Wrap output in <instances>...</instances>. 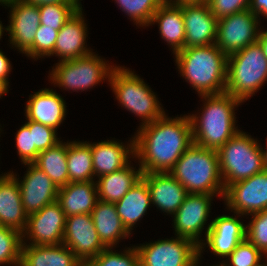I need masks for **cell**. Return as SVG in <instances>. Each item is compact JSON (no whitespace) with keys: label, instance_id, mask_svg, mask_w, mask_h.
Listing matches in <instances>:
<instances>
[{"label":"cell","instance_id":"obj_33","mask_svg":"<svg viewBox=\"0 0 267 266\" xmlns=\"http://www.w3.org/2000/svg\"><path fill=\"white\" fill-rule=\"evenodd\" d=\"M120 9L138 26H149L157 9L166 0H115Z\"/></svg>","mask_w":267,"mask_h":266},{"label":"cell","instance_id":"obj_43","mask_svg":"<svg viewBox=\"0 0 267 266\" xmlns=\"http://www.w3.org/2000/svg\"><path fill=\"white\" fill-rule=\"evenodd\" d=\"M249 10L258 17L265 16L267 18V0H251Z\"/></svg>","mask_w":267,"mask_h":266},{"label":"cell","instance_id":"obj_29","mask_svg":"<svg viewBox=\"0 0 267 266\" xmlns=\"http://www.w3.org/2000/svg\"><path fill=\"white\" fill-rule=\"evenodd\" d=\"M123 226L131 234L151 205L146 181L141 178L118 202L114 203Z\"/></svg>","mask_w":267,"mask_h":266},{"label":"cell","instance_id":"obj_35","mask_svg":"<svg viewBox=\"0 0 267 266\" xmlns=\"http://www.w3.org/2000/svg\"><path fill=\"white\" fill-rule=\"evenodd\" d=\"M127 249L123 253H118L112 251V248H106L88 262L90 266H139L137 248L133 246Z\"/></svg>","mask_w":267,"mask_h":266},{"label":"cell","instance_id":"obj_51","mask_svg":"<svg viewBox=\"0 0 267 266\" xmlns=\"http://www.w3.org/2000/svg\"><path fill=\"white\" fill-rule=\"evenodd\" d=\"M14 1H16V0H0V4H2V5L4 4L3 6H5L6 4L12 3Z\"/></svg>","mask_w":267,"mask_h":266},{"label":"cell","instance_id":"obj_38","mask_svg":"<svg viewBox=\"0 0 267 266\" xmlns=\"http://www.w3.org/2000/svg\"><path fill=\"white\" fill-rule=\"evenodd\" d=\"M263 253L258 250L247 239L240 242L231 254L225 259L228 263H220V266H256L263 257Z\"/></svg>","mask_w":267,"mask_h":266},{"label":"cell","instance_id":"obj_16","mask_svg":"<svg viewBox=\"0 0 267 266\" xmlns=\"http://www.w3.org/2000/svg\"><path fill=\"white\" fill-rule=\"evenodd\" d=\"M236 215H220L208 224L205 239L199 245V258L206 245L214 255L227 258L237 245L246 239V224L238 219L242 215Z\"/></svg>","mask_w":267,"mask_h":266},{"label":"cell","instance_id":"obj_27","mask_svg":"<svg viewBox=\"0 0 267 266\" xmlns=\"http://www.w3.org/2000/svg\"><path fill=\"white\" fill-rule=\"evenodd\" d=\"M78 261L64 244L27 245L23 241L20 266H74Z\"/></svg>","mask_w":267,"mask_h":266},{"label":"cell","instance_id":"obj_5","mask_svg":"<svg viewBox=\"0 0 267 266\" xmlns=\"http://www.w3.org/2000/svg\"><path fill=\"white\" fill-rule=\"evenodd\" d=\"M267 81V56L258 42L228 56L225 93L242 103Z\"/></svg>","mask_w":267,"mask_h":266},{"label":"cell","instance_id":"obj_13","mask_svg":"<svg viewBox=\"0 0 267 266\" xmlns=\"http://www.w3.org/2000/svg\"><path fill=\"white\" fill-rule=\"evenodd\" d=\"M214 196L188 193L182 205L172 216L176 236L190 239L197 246L202 243L203 240L200 237L210 216V206Z\"/></svg>","mask_w":267,"mask_h":266},{"label":"cell","instance_id":"obj_7","mask_svg":"<svg viewBox=\"0 0 267 266\" xmlns=\"http://www.w3.org/2000/svg\"><path fill=\"white\" fill-rule=\"evenodd\" d=\"M261 150L257 140L241 130L217 150L225 189L265 170Z\"/></svg>","mask_w":267,"mask_h":266},{"label":"cell","instance_id":"obj_52","mask_svg":"<svg viewBox=\"0 0 267 266\" xmlns=\"http://www.w3.org/2000/svg\"><path fill=\"white\" fill-rule=\"evenodd\" d=\"M199 260H201V259H198L192 266H200L199 265V263H200ZM213 266H220V265L217 264V265H213Z\"/></svg>","mask_w":267,"mask_h":266},{"label":"cell","instance_id":"obj_49","mask_svg":"<svg viewBox=\"0 0 267 266\" xmlns=\"http://www.w3.org/2000/svg\"><path fill=\"white\" fill-rule=\"evenodd\" d=\"M5 30L7 32V28L3 27L2 22L0 21V40H1L2 35L4 33L3 31H5Z\"/></svg>","mask_w":267,"mask_h":266},{"label":"cell","instance_id":"obj_11","mask_svg":"<svg viewBox=\"0 0 267 266\" xmlns=\"http://www.w3.org/2000/svg\"><path fill=\"white\" fill-rule=\"evenodd\" d=\"M223 199L231 212L242 216L266 210L267 170L230 184Z\"/></svg>","mask_w":267,"mask_h":266},{"label":"cell","instance_id":"obj_25","mask_svg":"<svg viewBox=\"0 0 267 266\" xmlns=\"http://www.w3.org/2000/svg\"><path fill=\"white\" fill-rule=\"evenodd\" d=\"M158 23L159 32L171 46L175 54L185 48V25L182 8L173 1L166 0L154 13L150 25Z\"/></svg>","mask_w":267,"mask_h":266},{"label":"cell","instance_id":"obj_18","mask_svg":"<svg viewBox=\"0 0 267 266\" xmlns=\"http://www.w3.org/2000/svg\"><path fill=\"white\" fill-rule=\"evenodd\" d=\"M5 6L10 7V25L6 26L10 44L25 53L33 45L40 26L38 5L16 0Z\"/></svg>","mask_w":267,"mask_h":266},{"label":"cell","instance_id":"obj_34","mask_svg":"<svg viewBox=\"0 0 267 266\" xmlns=\"http://www.w3.org/2000/svg\"><path fill=\"white\" fill-rule=\"evenodd\" d=\"M81 6V3L41 4L38 6L40 24L59 31Z\"/></svg>","mask_w":267,"mask_h":266},{"label":"cell","instance_id":"obj_15","mask_svg":"<svg viewBox=\"0 0 267 266\" xmlns=\"http://www.w3.org/2000/svg\"><path fill=\"white\" fill-rule=\"evenodd\" d=\"M63 244L71 249L79 260L89 261L106 247L100 241L91 214L66 217Z\"/></svg>","mask_w":267,"mask_h":266},{"label":"cell","instance_id":"obj_30","mask_svg":"<svg viewBox=\"0 0 267 266\" xmlns=\"http://www.w3.org/2000/svg\"><path fill=\"white\" fill-rule=\"evenodd\" d=\"M67 151L68 142L60 141L55 146L40 152L33 162L47 174L58 188L69 183Z\"/></svg>","mask_w":267,"mask_h":266},{"label":"cell","instance_id":"obj_28","mask_svg":"<svg viewBox=\"0 0 267 266\" xmlns=\"http://www.w3.org/2000/svg\"><path fill=\"white\" fill-rule=\"evenodd\" d=\"M129 163L122 169L100 176L96 182L98 199L104 202H118L141 178L142 170L134 169Z\"/></svg>","mask_w":267,"mask_h":266},{"label":"cell","instance_id":"obj_9","mask_svg":"<svg viewBox=\"0 0 267 266\" xmlns=\"http://www.w3.org/2000/svg\"><path fill=\"white\" fill-rule=\"evenodd\" d=\"M135 247L139 266H192L199 259V246L184 237L161 239Z\"/></svg>","mask_w":267,"mask_h":266},{"label":"cell","instance_id":"obj_10","mask_svg":"<svg viewBox=\"0 0 267 266\" xmlns=\"http://www.w3.org/2000/svg\"><path fill=\"white\" fill-rule=\"evenodd\" d=\"M260 18L247 9L218 20L215 44L227 56L254 44L259 36Z\"/></svg>","mask_w":267,"mask_h":266},{"label":"cell","instance_id":"obj_12","mask_svg":"<svg viewBox=\"0 0 267 266\" xmlns=\"http://www.w3.org/2000/svg\"><path fill=\"white\" fill-rule=\"evenodd\" d=\"M66 216L57 201L45 205L41 210L28 215L23 241L27 237L28 245H60L63 244V235Z\"/></svg>","mask_w":267,"mask_h":266},{"label":"cell","instance_id":"obj_20","mask_svg":"<svg viewBox=\"0 0 267 266\" xmlns=\"http://www.w3.org/2000/svg\"><path fill=\"white\" fill-rule=\"evenodd\" d=\"M82 12L81 6L58 31L53 55L61 57L59 61L76 59L92 52L86 46L88 28Z\"/></svg>","mask_w":267,"mask_h":266},{"label":"cell","instance_id":"obj_6","mask_svg":"<svg viewBox=\"0 0 267 266\" xmlns=\"http://www.w3.org/2000/svg\"><path fill=\"white\" fill-rule=\"evenodd\" d=\"M126 67L116 66L108 80L119 104L141 118L142 125L161 118L165 111L152 89Z\"/></svg>","mask_w":267,"mask_h":266},{"label":"cell","instance_id":"obj_4","mask_svg":"<svg viewBox=\"0 0 267 266\" xmlns=\"http://www.w3.org/2000/svg\"><path fill=\"white\" fill-rule=\"evenodd\" d=\"M169 173L188 193L221 196L225 193L217 150L192 144ZM218 194V195H217Z\"/></svg>","mask_w":267,"mask_h":266},{"label":"cell","instance_id":"obj_53","mask_svg":"<svg viewBox=\"0 0 267 266\" xmlns=\"http://www.w3.org/2000/svg\"><path fill=\"white\" fill-rule=\"evenodd\" d=\"M256 266H267V259H266V263H263L262 264V262H260L258 265H256Z\"/></svg>","mask_w":267,"mask_h":266},{"label":"cell","instance_id":"obj_23","mask_svg":"<svg viewBox=\"0 0 267 266\" xmlns=\"http://www.w3.org/2000/svg\"><path fill=\"white\" fill-rule=\"evenodd\" d=\"M127 146L116 140L89 143L91 147L94 177H100L127 166L134 158V137ZM132 157H131V156Z\"/></svg>","mask_w":267,"mask_h":266},{"label":"cell","instance_id":"obj_40","mask_svg":"<svg viewBox=\"0 0 267 266\" xmlns=\"http://www.w3.org/2000/svg\"><path fill=\"white\" fill-rule=\"evenodd\" d=\"M16 147L17 153L21 159V162L24 163H33L40 153L35 145H33L32 132L24 124L16 133Z\"/></svg>","mask_w":267,"mask_h":266},{"label":"cell","instance_id":"obj_22","mask_svg":"<svg viewBox=\"0 0 267 266\" xmlns=\"http://www.w3.org/2000/svg\"><path fill=\"white\" fill-rule=\"evenodd\" d=\"M28 214L22 205L17 179L11 171L0 175V226L10 227L23 233Z\"/></svg>","mask_w":267,"mask_h":266},{"label":"cell","instance_id":"obj_17","mask_svg":"<svg viewBox=\"0 0 267 266\" xmlns=\"http://www.w3.org/2000/svg\"><path fill=\"white\" fill-rule=\"evenodd\" d=\"M24 165H27L28 169L22 181L18 180L13 171L11 174L18 181L22 205L25 212L30 215L41 210L45 205L57 201L59 188L34 163H24Z\"/></svg>","mask_w":267,"mask_h":266},{"label":"cell","instance_id":"obj_26","mask_svg":"<svg viewBox=\"0 0 267 266\" xmlns=\"http://www.w3.org/2000/svg\"><path fill=\"white\" fill-rule=\"evenodd\" d=\"M91 216L100 241L106 248H113L121 238L131 235L123 226L114 203L98 200Z\"/></svg>","mask_w":267,"mask_h":266},{"label":"cell","instance_id":"obj_8","mask_svg":"<svg viewBox=\"0 0 267 266\" xmlns=\"http://www.w3.org/2000/svg\"><path fill=\"white\" fill-rule=\"evenodd\" d=\"M52 67L50 80L64 90L84 91L110 78L116 67L94 52L76 59L59 61Z\"/></svg>","mask_w":267,"mask_h":266},{"label":"cell","instance_id":"obj_45","mask_svg":"<svg viewBox=\"0 0 267 266\" xmlns=\"http://www.w3.org/2000/svg\"><path fill=\"white\" fill-rule=\"evenodd\" d=\"M257 42L262 47L263 53L267 56V30L259 31V36Z\"/></svg>","mask_w":267,"mask_h":266},{"label":"cell","instance_id":"obj_32","mask_svg":"<svg viewBox=\"0 0 267 266\" xmlns=\"http://www.w3.org/2000/svg\"><path fill=\"white\" fill-rule=\"evenodd\" d=\"M22 233L10 227L0 226V266H20Z\"/></svg>","mask_w":267,"mask_h":266},{"label":"cell","instance_id":"obj_3","mask_svg":"<svg viewBox=\"0 0 267 266\" xmlns=\"http://www.w3.org/2000/svg\"><path fill=\"white\" fill-rule=\"evenodd\" d=\"M204 101L201 116L188 115L191 121L193 144L218 150L238 131L235 108L242 102L227 94L201 95Z\"/></svg>","mask_w":267,"mask_h":266},{"label":"cell","instance_id":"obj_14","mask_svg":"<svg viewBox=\"0 0 267 266\" xmlns=\"http://www.w3.org/2000/svg\"><path fill=\"white\" fill-rule=\"evenodd\" d=\"M183 13L185 48L215 44L218 20L206 1L176 2Z\"/></svg>","mask_w":267,"mask_h":266},{"label":"cell","instance_id":"obj_47","mask_svg":"<svg viewBox=\"0 0 267 266\" xmlns=\"http://www.w3.org/2000/svg\"><path fill=\"white\" fill-rule=\"evenodd\" d=\"M267 140V138H266ZM262 155H263V164H264V168L267 170V147L266 150L262 148Z\"/></svg>","mask_w":267,"mask_h":266},{"label":"cell","instance_id":"obj_37","mask_svg":"<svg viewBox=\"0 0 267 266\" xmlns=\"http://www.w3.org/2000/svg\"><path fill=\"white\" fill-rule=\"evenodd\" d=\"M251 216L246 225V239L267 257V209Z\"/></svg>","mask_w":267,"mask_h":266},{"label":"cell","instance_id":"obj_44","mask_svg":"<svg viewBox=\"0 0 267 266\" xmlns=\"http://www.w3.org/2000/svg\"><path fill=\"white\" fill-rule=\"evenodd\" d=\"M28 3L41 5V4H54V3H81L80 0H22Z\"/></svg>","mask_w":267,"mask_h":266},{"label":"cell","instance_id":"obj_24","mask_svg":"<svg viewBox=\"0 0 267 266\" xmlns=\"http://www.w3.org/2000/svg\"><path fill=\"white\" fill-rule=\"evenodd\" d=\"M96 182H70L58 189L57 202L64 215L91 214L98 202Z\"/></svg>","mask_w":267,"mask_h":266},{"label":"cell","instance_id":"obj_42","mask_svg":"<svg viewBox=\"0 0 267 266\" xmlns=\"http://www.w3.org/2000/svg\"><path fill=\"white\" fill-rule=\"evenodd\" d=\"M11 69L12 66L9 59L4 55V53L0 49V79L3 80L8 86H9L8 77Z\"/></svg>","mask_w":267,"mask_h":266},{"label":"cell","instance_id":"obj_36","mask_svg":"<svg viewBox=\"0 0 267 266\" xmlns=\"http://www.w3.org/2000/svg\"><path fill=\"white\" fill-rule=\"evenodd\" d=\"M57 37L58 30L40 24L33 45L24 54L35 60L36 58L52 56Z\"/></svg>","mask_w":267,"mask_h":266},{"label":"cell","instance_id":"obj_31","mask_svg":"<svg viewBox=\"0 0 267 266\" xmlns=\"http://www.w3.org/2000/svg\"><path fill=\"white\" fill-rule=\"evenodd\" d=\"M67 168L69 183L95 181L89 142H68Z\"/></svg>","mask_w":267,"mask_h":266},{"label":"cell","instance_id":"obj_19","mask_svg":"<svg viewBox=\"0 0 267 266\" xmlns=\"http://www.w3.org/2000/svg\"><path fill=\"white\" fill-rule=\"evenodd\" d=\"M151 197L157 209L174 215L188 195L187 190L169 172L143 173Z\"/></svg>","mask_w":267,"mask_h":266},{"label":"cell","instance_id":"obj_1","mask_svg":"<svg viewBox=\"0 0 267 266\" xmlns=\"http://www.w3.org/2000/svg\"><path fill=\"white\" fill-rule=\"evenodd\" d=\"M192 144L189 116L170 118L165 113L137 130L134 157L143 173H166Z\"/></svg>","mask_w":267,"mask_h":266},{"label":"cell","instance_id":"obj_2","mask_svg":"<svg viewBox=\"0 0 267 266\" xmlns=\"http://www.w3.org/2000/svg\"><path fill=\"white\" fill-rule=\"evenodd\" d=\"M174 55L180 75L200 96L225 93L228 56L216 44L184 48Z\"/></svg>","mask_w":267,"mask_h":266},{"label":"cell","instance_id":"obj_41","mask_svg":"<svg viewBox=\"0 0 267 266\" xmlns=\"http://www.w3.org/2000/svg\"><path fill=\"white\" fill-rule=\"evenodd\" d=\"M251 0H206L217 20L249 9Z\"/></svg>","mask_w":267,"mask_h":266},{"label":"cell","instance_id":"obj_39","mask_svg":"<svg viewBox=\"0 0 267 266\" xmlns=\"http://www.w3.org/2000/svg\"><path fill=\"white\" fill-rule=\"evenodd\" d=\"M25 125L32 132L33 145L39 152L45 151L60 142V139L57 138V130L50 126L31 120H27Z\"/></svg>","mask_w":267,"mask_h":266},{"label":"cell","instance_id":"obj_46","mask_svg":"<svg viewBox=\"0 0 267 266\" xmlns=\"http://www.w3.org/2000/svg\"><path fill=\"white\" fill-rule=\"evenodd\" d=\"M8 85L0 79V98L2 95H5L8 93Z\"/></svg>","mask_w":267,"mask_h":266},{"label":"cell","instance_id":"obj_21","mask_svg":"<svg viewBox=\"0 0 267 266\" xmlns=\"http://www.w3.org/2000/svg\"><path fill=\"white\" fill-rule=\"evenodd\" d=\"M29 96L25 108L26 119L57 130L67 112L63 97L49 88L41 89Z\"/></svg>","mask_w":267,"mask_h":266},{"label":"cell","instance_id":"obj_48","mask_svg":"<svg viewBox=\"0 0 267 266\" xmlns=\"http://www.w3.org/2000/svg\"><path fill=\"white\" fill-rule=\"evenodd\" d=\"M74 266H90L88 261L79 260Z\"/></svg>","mask_w":267,"mask_h":266},{"label":"cell","instance_id":"obj_50","mask_svg":"<svg viewBox=\"0 0 267 266\" xmlns=\"http://www.w3.org/2000/svg\"><path fill=\"white\" fill-rule=\"evenodd\" d=\"M173 2H195V1H206V0H170Z\"/></svg>","mask_w":267,"mask_h":266}]
</instances>
